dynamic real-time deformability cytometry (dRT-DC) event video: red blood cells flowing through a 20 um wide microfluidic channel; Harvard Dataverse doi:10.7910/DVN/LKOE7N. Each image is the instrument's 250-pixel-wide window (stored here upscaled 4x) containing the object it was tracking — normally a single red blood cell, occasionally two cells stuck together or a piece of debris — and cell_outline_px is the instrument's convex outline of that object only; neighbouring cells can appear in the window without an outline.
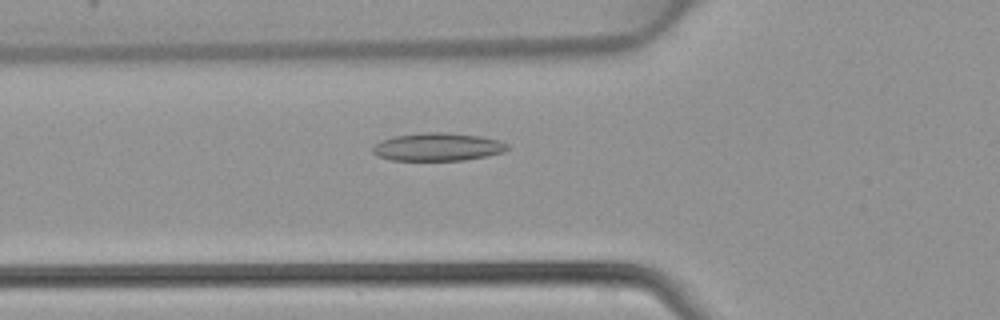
{"species": "common noctule bat (a hibernating species)", "species_latin": "Nyctalus noctula", "temperature_condition": "warm", "stored_images_in_passage": 45, "camera_frame_rate_fps": 3000, "um_per_image_px": 0.085, "animal": {"sex": "female", "body_mass_g": 22.7, "forearm_length_mm": 54.2}, "frame": {"image": 1, "passage_image": 15, "time_ms": 4.667, "image_size_px": [1000, 320], "cell_outline_px": [[508, 148], [504, 152], [464, 160], [392, 160], [380, 156], [372, 152], [372, 148], [380, 140], [392, 136], [424, 132], [444, 132], [480, 136], [500, 140], [508, 144]], "centroid_in_image_um": [37.2, 12.47], "position_along_channel_um": 88.6, "area_um2": 21.91}}
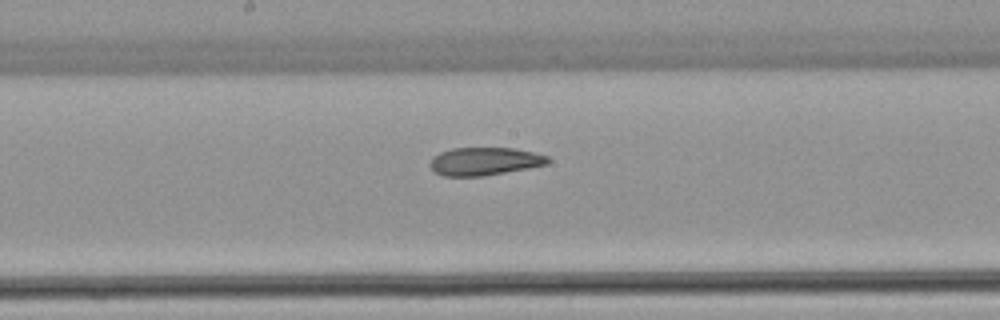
{"frame": {"image": 2, "passage_image": 23, "time_ms": 7.333, "image_size_px": [1000, 320], "cell_outline_px": [[552, 160], [548, 164], [528, 168], [480, 176], [444, 176], [436, 172], [428, 164], [432, 156], [440, 152], [452, 148], [512, 148], [532, 152], [548, 156]], "centroid_in_image_um": [41.17, 13.7], "position_along_channel_um": 207.0, "area_um2": 19.13}}
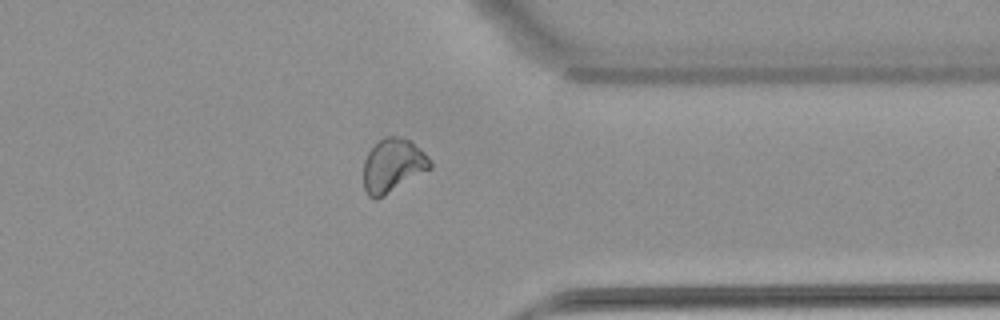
{"frame": {"image": 3, "passage_image": 35, "time_ms": 11.333, "image_size_px": [1000, 320], "cell_outline_px": [[432, 168], [376, 200], [368, 196], [364, 188], [364, 160], [368, 152], [384, 136], [400, 136], [408, 140], [424, 152], [432, 160]], "centroid_in_image_um": [33.4, 14.07], "position_along_channel_um": 378.0, "area_um2": 20.69}}